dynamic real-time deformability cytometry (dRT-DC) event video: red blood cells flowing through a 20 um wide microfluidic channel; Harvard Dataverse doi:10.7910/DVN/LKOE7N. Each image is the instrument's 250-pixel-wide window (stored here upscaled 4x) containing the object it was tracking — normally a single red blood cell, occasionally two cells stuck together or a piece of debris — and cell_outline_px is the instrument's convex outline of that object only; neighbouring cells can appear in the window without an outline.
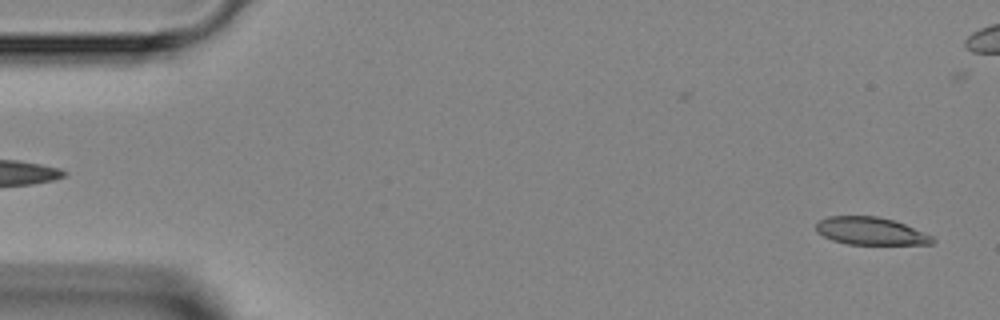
{"species": "Egyptian fruit bat (a non-hibernating species)", "species_latin": "Rousettus aegyptiacus", "temperature_condition": "room temperature", "stored_images_in_passage": 46, "camera_frame_rate_fps": 3000, "um_per_image_px": 0.085, "animal": {"sex": "female"}, "frame": {"image": 1, "passage_image": 1, "time_ms": 0.0, "image_size_px": [1000, 320], "cell_outline_px": [[936, 240], [932, 244], [848, 244], [832, 240], [816, 232], [816, 224], [820, 220], [828, 216], [876, 216], [892, 220], [904, 224], [932, 236]], "centroid_in_image_um": [73.98, 19.64], "position_along_channel_um": 11.0, "area_um2": 18.55}}
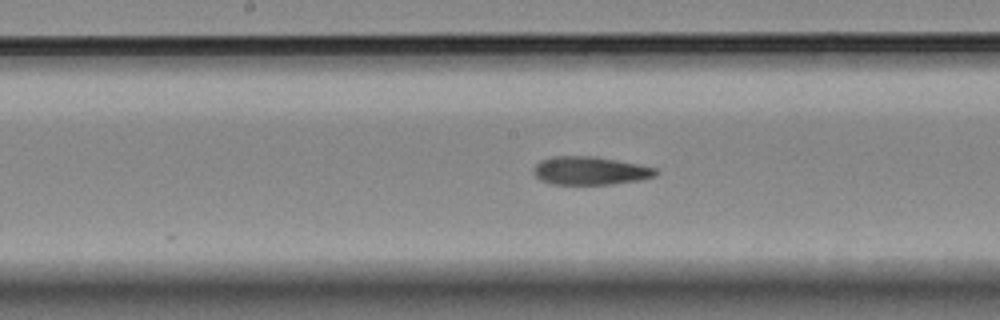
{"frame": {"image": 2, "passage_image": 22, "time_ms": 7.0, "image_size_px": [1000, 320], "cell_outline_px": [[660, 172], [656, 176], [640, 180], [612, 184], [552, 184], [540, 180], [532, 172], [532, 168], [540, 160], [552, 156], [592, 156], [616, 160], [656, 168]], "centroid_in_image_um": [50.14, 14.51], "position_along_channel_um": 198.1, "area_um2": 20.17}}
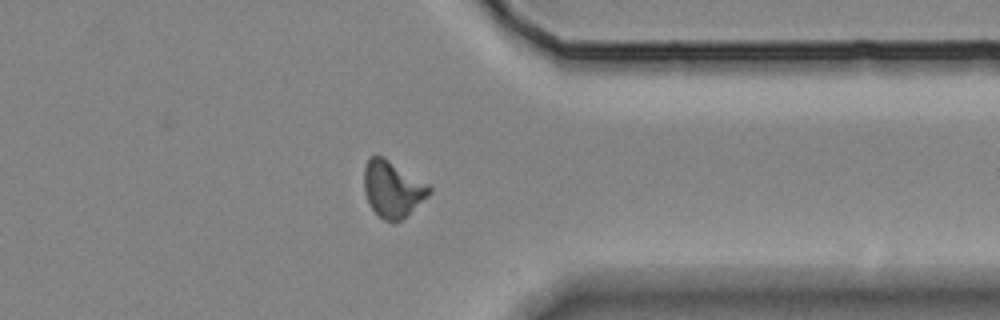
{"frame": {"image": 3, "passage_image": 35, "time_ms": 11.333, "image_size_px": [1000, 320], "cell_outline_px": [[432, 192], [428, 196], [400, 220], [384, 220], [372, 208], [364, 192], [364, 168], [368, 156], [384, 156], [428, 184], [432, 188]], "centroid_in_image_um": [33.36, 16.01], "position_along_channel_um": 378.0, "area_um2": 21.1}}